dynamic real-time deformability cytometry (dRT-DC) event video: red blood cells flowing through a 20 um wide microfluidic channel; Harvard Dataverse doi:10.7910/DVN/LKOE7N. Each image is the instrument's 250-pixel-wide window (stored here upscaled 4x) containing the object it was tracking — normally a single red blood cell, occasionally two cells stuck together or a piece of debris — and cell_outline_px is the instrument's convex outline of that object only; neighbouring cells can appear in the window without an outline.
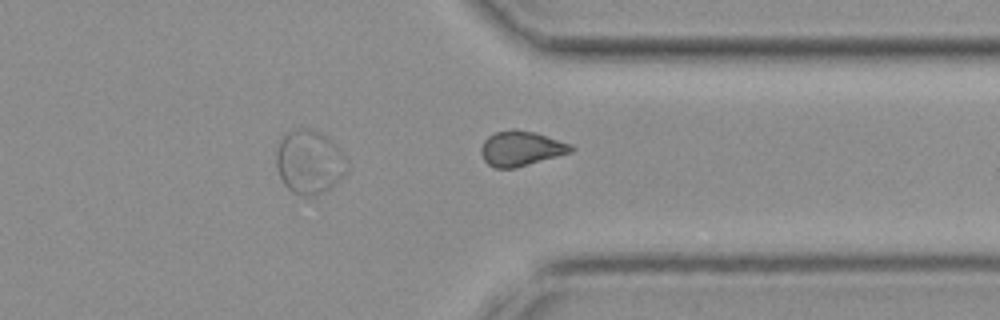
{"species": "common noctule bat (a hibernating species)", "species_latin": "Nyctalus noctula", "temperature_condition": "cold", "stored_images_in_passage": 38, "camera_frame_rate_fps": 3000, "um_per_image_px": 0.085, "animal": {"sex": "female", "body_mass_g": 19.3, "forearm_length_mm": 54.1}, "frame": {"image": 1, "passage_image": 38, "time_ms": 12.333, "image_size_px": [1000, 320], "cell_outline_px": [[576, 148], [572, 152], [516, 168], [492, 168], [484, 160], [480, 152], [480, 148], [484, 140], [488, 136], [496, 132], [512, 128], [516, 128], [536, 132], [572, 144]], "centroid_in_image_um": [44.29, 12.61], "position_along_channel_um": 367.1, "area_um2": 18.67}}